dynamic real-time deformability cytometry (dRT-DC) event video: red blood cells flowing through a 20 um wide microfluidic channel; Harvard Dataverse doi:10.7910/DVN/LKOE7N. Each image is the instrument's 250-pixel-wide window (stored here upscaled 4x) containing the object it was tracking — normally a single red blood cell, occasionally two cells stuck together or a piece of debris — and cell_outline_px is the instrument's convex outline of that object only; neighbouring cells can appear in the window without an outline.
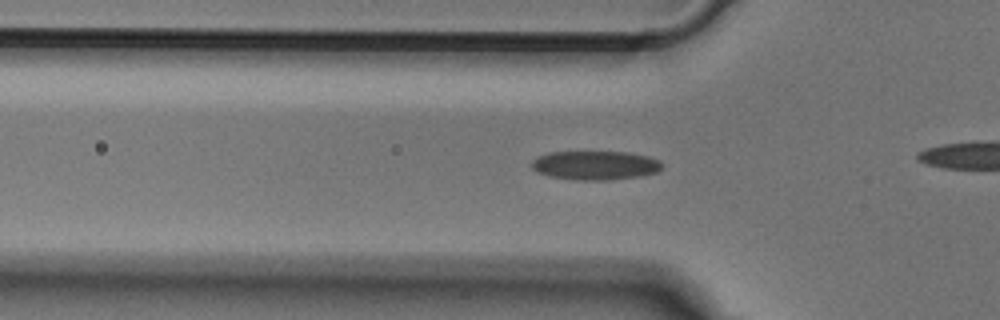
{"species": "Egyptian fruit bat (a non-hibernating species)", "species_latin": "Rousettus aegyptiacus", "temperature_condition": "cold", "stored_images_in_passage": 35, "camera_frame_rate_fps": 3000, "um_per_image_px": 0.085, "animal": {"sex": "male"}, "frame": {"image": 1, "passage_image": 11, "time_ms": 3.333, "image_size_px": [1000, 320], "cell_outline_px": [[664, 164], [656, 172], [640, 176], [608, 180], [580, 180], [552, 176], [536, 172], [532, 168], [532, 160], [536, 156], [548, 152], [628, 152], [648, 156], [660, 160]], "centroid_in_image_um": [50.59, 14.04], "position_along_channel_um": 75.2, "area_um2": 22.02}}
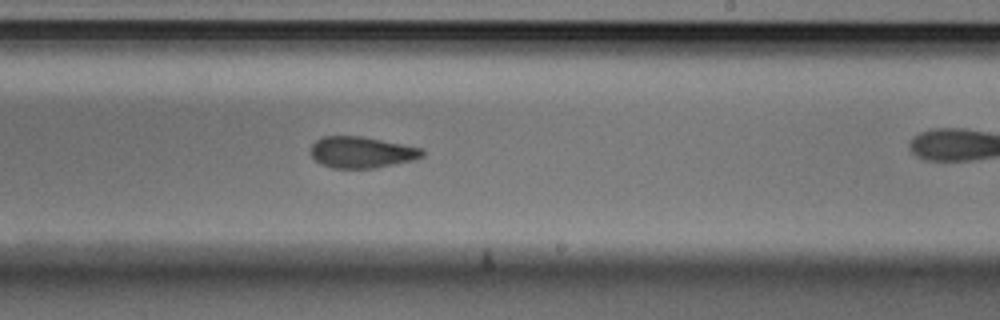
{"frame": {"image": 2, "passage_image": 25, "time_ms": 8.0, "image_size_px": [1000, 320], "cell_outline_px": [[424, 156], [412, 160], [376, 168], [332, 168], [320, 164], [312, 156], [312, 144], [316, 140], [324, 136], [360, 136], [424, 148]], "centroid_in_image_um": [30.75, 12.94], "position_along_channel_um": 258.2, "area_um2": 20.29}}
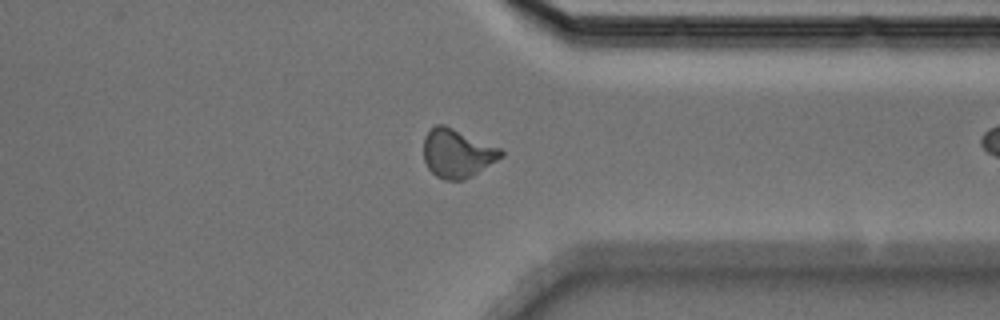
{"frame": {"image": 3, "passage_image": 34, "time_ms": 11.0, "image_size_px": [1000, 320], "cell_outline_px": [[504, 156], [472, 176], [464, 180], [444, 180], [436, 176], [428, 168], [424, 160], [424, 136], [436, 124], [444, 124], [500, 148], [504, 152]], "centroid_in_image_um": [38.86, 13.04], "position_along_channel_um": 372.5, "area_um2": 21.85}}